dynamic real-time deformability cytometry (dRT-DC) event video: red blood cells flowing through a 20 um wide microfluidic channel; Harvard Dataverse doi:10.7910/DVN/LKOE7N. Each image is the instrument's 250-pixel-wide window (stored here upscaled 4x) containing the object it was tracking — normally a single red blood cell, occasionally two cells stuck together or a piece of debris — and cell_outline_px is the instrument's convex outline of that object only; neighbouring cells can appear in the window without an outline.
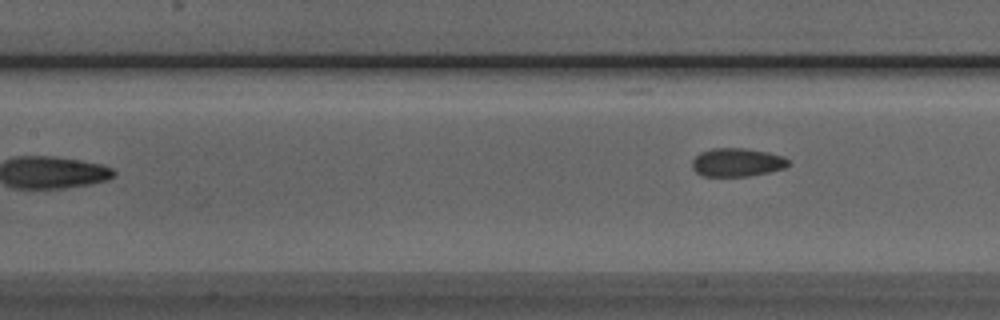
{"species": "Egyptian fruit bat (a non-hibernating species)", "species_latin": "Rousettus aegyptiacus", "temperature_condition": "room temperature", "stored_images_in_passage": 4, "camera_frame_rate_fps": 3000, "um_per_image_px": 0.085, "animal": {"sex": "male"}, "frame": {"image": 1, "passage_image": 4, "time_ms": 1.0, "image_size_px": [1000, 320], "cell_outline_px": [[792, 164], [784, 168], [768, 172], [748, 176], [704, 176], [696, 172], [692, 168], [692, 160], [700, 152], [712, 148], [744, 148], [768, 152], [784, 156]], "centroid_in_image_um": [62.66, 13.79], "position_along_channel_um": 144.7, "area_um2": 16.01}}